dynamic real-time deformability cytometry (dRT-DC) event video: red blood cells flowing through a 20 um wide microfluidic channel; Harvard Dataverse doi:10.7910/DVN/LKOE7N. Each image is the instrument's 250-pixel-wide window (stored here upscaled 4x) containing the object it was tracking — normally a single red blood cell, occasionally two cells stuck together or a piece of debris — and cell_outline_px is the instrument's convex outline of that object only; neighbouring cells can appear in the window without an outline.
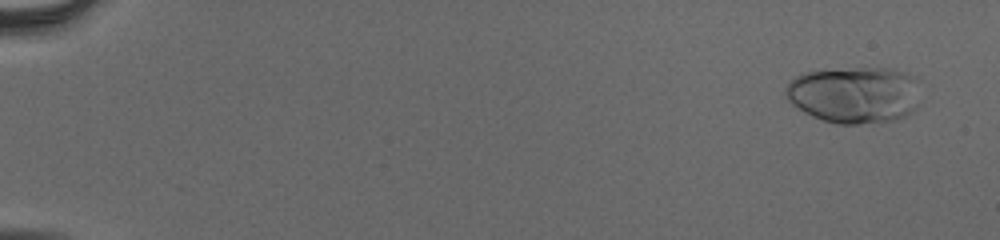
{"species": "human", "species_latin": "Homo sapiens", "temperature_condition": "cold", "stored_images_in_passage": 55, "camera_frame_rate_fps": 3000, "um_per_image_px": 0.085, "donor": {"sex": "male"}, "frame": {"image": 1, "passage_image": 3, "time_ms": 0.667, "image_size_px": [1000, 240], "cell_outline_px": [[920, 104], [916, 108], [904, 116], [896, 120], [860, 124], [836, 124], [812, 116], [796, 108], [784, 96], [784, 88], [796, 76], [804, 72], [860, 68], [888, 68], [920, 76]], "centroid_in_image_um": [72.69, 8.05], "position_along_channel_um": 12.3, "area_um2": 45.32}}
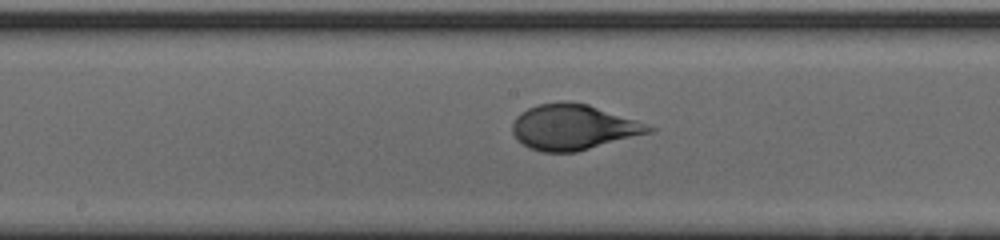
{"frame": {"image": 2, "passage_image": 31, "time_ms": 10.0, "image_size_px": [1000, 240], "cell_outline_px": [[656, 128], [652, 132], [576, 152], [544, 152], [528, 148], [516, 140], [512, 132], [512, 124], [516, 116], [520, 112], [536, 104], [564, 100], [568, 100], [588, 104], [648, 124]], "centroid_in_image_um": [48.69, 10.8], "position_along_channel_um": 199.5, "area_um2": 36.41}}
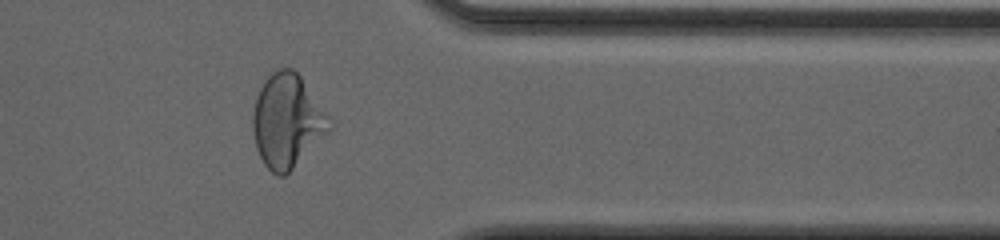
{"frame": {"image": 3, "passage_image": 46, "time_ms": 15.0, "image_size_px": [1000, 240], "cell_outline_px": [[332, 128], [284, 176], [276, 176], [264, 164], [256, 148], [252, 128], [252, 112], [256, 96], [264, 80], [272, 72], [280, 68], [292, 68], [300, 76], [332, 120]], "centroid_in_image_um": [24.38, 10.27], "position_along_channel_um": 387.0, "area_um2": 41.38}, "authors_computed_cell_mechanics": {"area_um2": 39.304, "velocity_mm_per_s": 3.8895, "shape_relaxation_time_tau1_ms": 4.3242, "shape_relaxation_time_tau2_ms": null, "deformation_change_tau1": 0.2277, "deformation_change_tau2": null}}